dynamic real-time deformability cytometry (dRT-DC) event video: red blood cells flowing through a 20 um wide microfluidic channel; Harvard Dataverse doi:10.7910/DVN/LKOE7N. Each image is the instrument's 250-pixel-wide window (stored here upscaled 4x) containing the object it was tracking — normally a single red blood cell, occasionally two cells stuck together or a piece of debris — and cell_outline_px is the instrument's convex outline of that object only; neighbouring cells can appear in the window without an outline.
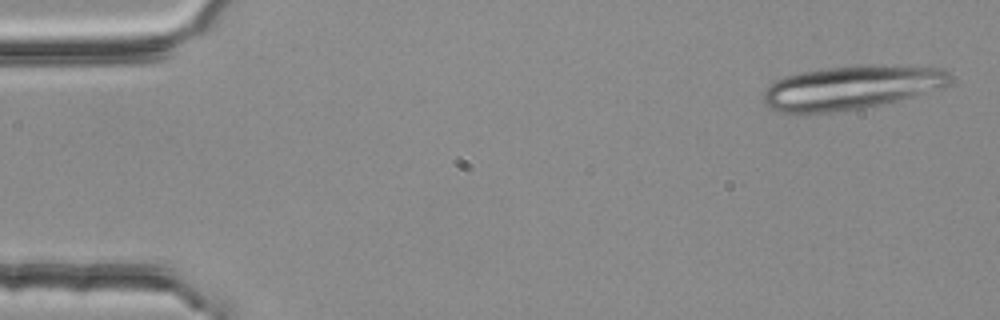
{"species": "common noctule bat (a hibernating species)", "species_latin": "Nyctalus noctula", "temperature_condition": "room temperature", "stored_images_in_passage": 4, "camera_frame_rate_fps": 3000, "um_per_image_px": 0.085, "animal": {"sex": "female", "body_mass_g": 25.1}, "frame": {"image": 1, "passage_image": 1, "time_ms": 0.0, "image_size_px": [1000, 320], "cell_outline_px": [[952, 80], [944, 88], [900, 100], [860, 108], [832, 112], [780, 112], [768, 108], [764, 104], [764, 88], [768, 84], [784, 76], [800, 72], [856, 64], [884, 64], [944, 68], [952, 76]], "centroid_in_image_um": [72.4, 7.41], "position_along_channel_um": 12.6, "area_um2": 48.21}}